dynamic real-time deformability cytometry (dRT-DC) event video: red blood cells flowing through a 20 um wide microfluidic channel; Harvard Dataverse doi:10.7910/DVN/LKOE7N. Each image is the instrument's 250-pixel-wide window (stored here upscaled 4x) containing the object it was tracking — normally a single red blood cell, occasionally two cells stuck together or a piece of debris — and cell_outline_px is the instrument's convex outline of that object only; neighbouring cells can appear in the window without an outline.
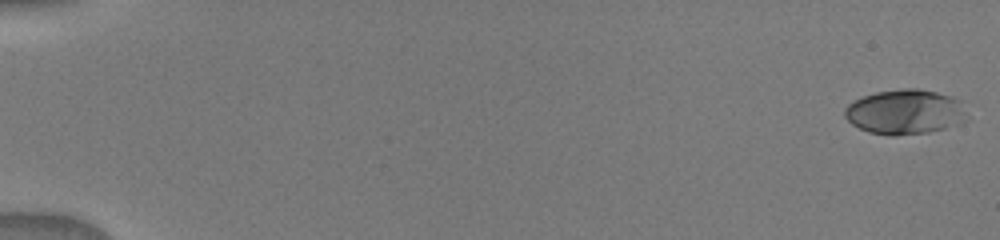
{"species": "human", "species_latin": "Homo sapiens", "temperature_condition": "warm", "stored_images_in_passage": 52, "camera_frame_rate_fps": 3000, "um_per_image_px": 0.085, "donor": {"sex": "male"}, "frame": {"image": 1, "passage_image": 1, "time_ms": 0.0, "image_size_px": [1000, 240], "cell_outline_px": [[968, 120], [944, 128], [928, 132], [892, 136], [888, 136], [868, 132], [852, 124], [844, 116], [844, 108], [848, 104], [864, 96], [876, 92], [904, 88], [916, 88], [936, 92], [952, 96], [960, 100]], "centroid_in_image_um": [76.92, 9.51], "position_along_channel_um": 8.1, "area_um2": 31.91}}
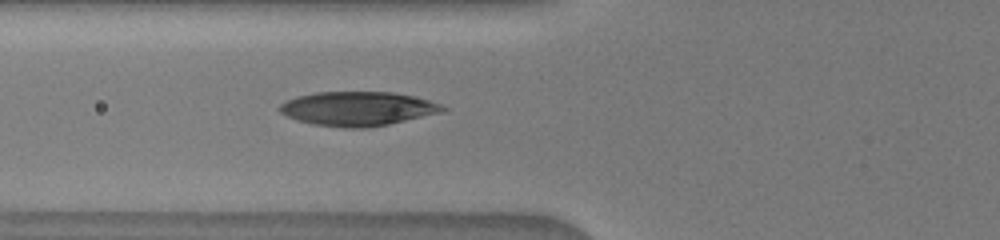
{"frame": {"image": 2, "passage_image": 24, "time_ms": 6.667, "image_size_px": [1000, 240], "cell_outline_px": [[448, 108], [444, 112], [388, 124], [368, 128], [348, 128], [312, 124], [296, 120], [280, 112], [280, 104], [296, 96], [316, 92], [392, 92], [412, 96], [428, 100], [440, 104]], "centroid_in_image_um": [30.42, 9.24], "position_along_channel_um": 95.4, "area_um2": 32.37}}
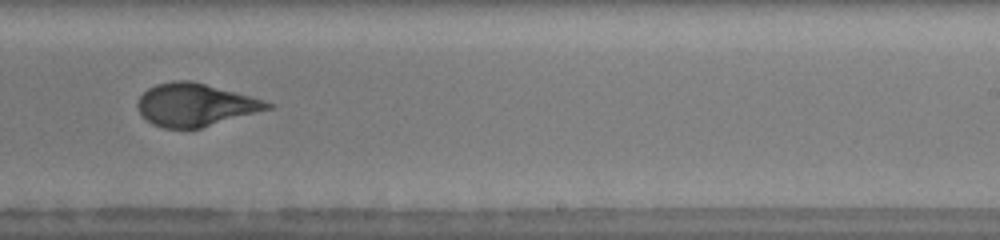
{"frame": {"image": 3, "passage_image": 40, "time_ms": 11.0, "image_size_px": [1000, 240], "cell_outline_px": [[276, 104], [272, 108], [200, 128], [164, 128], [152, 124], [140, 112], [136, 104], [140, 96], [148, 88], [156, 84], [172, 80], [192, 80], [264, 100]], "centroid_in_image_um": [16.59, 8.9], "position_along_channel_um": 272.4, "area_um2": 32.14}}